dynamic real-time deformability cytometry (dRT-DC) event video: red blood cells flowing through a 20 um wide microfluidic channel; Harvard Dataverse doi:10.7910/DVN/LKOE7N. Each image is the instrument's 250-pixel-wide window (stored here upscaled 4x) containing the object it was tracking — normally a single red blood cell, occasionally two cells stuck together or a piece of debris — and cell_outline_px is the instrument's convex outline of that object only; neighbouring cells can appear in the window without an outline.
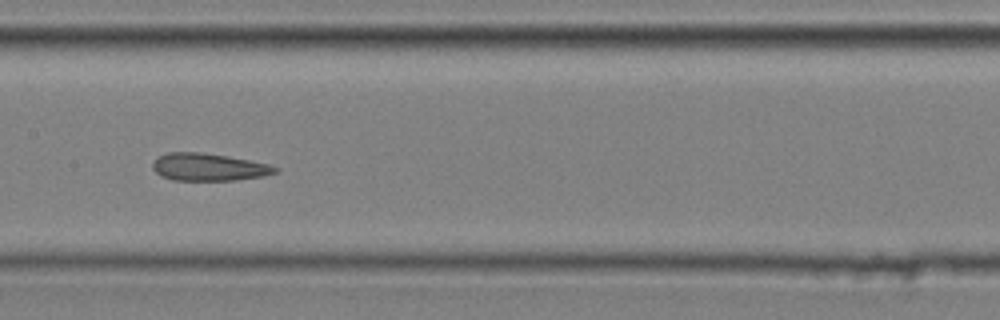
{"species": "common noctule bat (a hibernating species)", "species_latin": "Nyctalus noctula", "temperature_condition": "cold", "stored_images_in_passage": 9, "camera_frame_rate_fps": 3000, "um_per_image_px": 0.085, "animal": {"sex": "male", "body_mass_g": 20.4}, "frame": {"image": 1, "passage_image": 6, "time_ms": 1.667, "image_size_px": [1000, 320], "cell_outline_px": [[280, 168], [276, 172], [264, 176], [236, 180], [172, 180], [160, 176], [152, 168], [152, 160], [156, 156], [168, 152], [200, 152], [228, 156], [268, 164]], "centroid_in_image_um": [17.68, 14.2], "position_along_channel_um": 189.7, "area_um2": 19.77}}
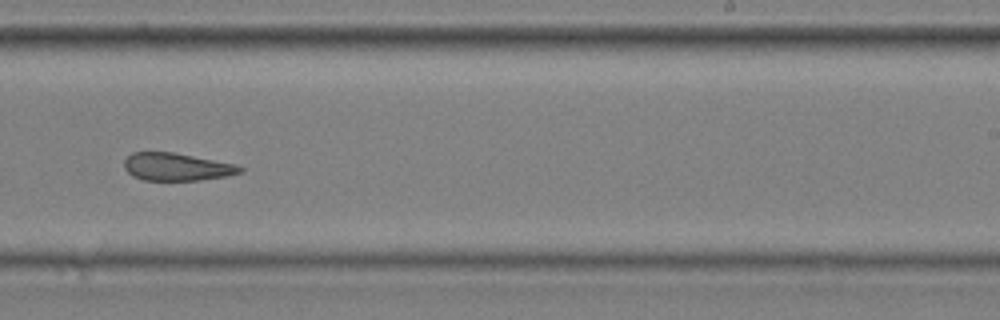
{"frame": {"image": 2, "passage_image": 8, "time_ms": 2.333, "image_size_px": [1000, 320], "cell_outline_px": [[244, 172], [228, 176], [200, 180], [144, 180], [132, 176], [124, 168], [124, 160], [132, 152], [172, 152], [236, 164], [244, 168]], "centroid_in_image_um": [15.03, 14.19], "position_along_channel_um": 274.0, "area_um2": 18.73}}
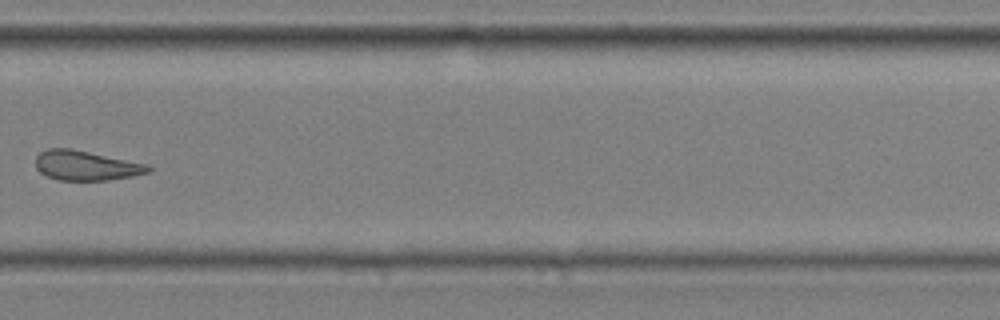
{"frame": {"image": 3, "passage_image": 9, "time_ms": 2.667, "image_size_px": [1000, 320], "cell_outline_px": [[152, 172], [132, 176], [108, 180], [56, 180], [40, 172], [36, 168], [36, 156], [40, 152], [48, 148], [72, 148], [148, 164], [152, 168]], "centroid_in_image_um": [7.33, 14.06], "position_along_channel_um": 322.5, "area_um2": 19.65}}